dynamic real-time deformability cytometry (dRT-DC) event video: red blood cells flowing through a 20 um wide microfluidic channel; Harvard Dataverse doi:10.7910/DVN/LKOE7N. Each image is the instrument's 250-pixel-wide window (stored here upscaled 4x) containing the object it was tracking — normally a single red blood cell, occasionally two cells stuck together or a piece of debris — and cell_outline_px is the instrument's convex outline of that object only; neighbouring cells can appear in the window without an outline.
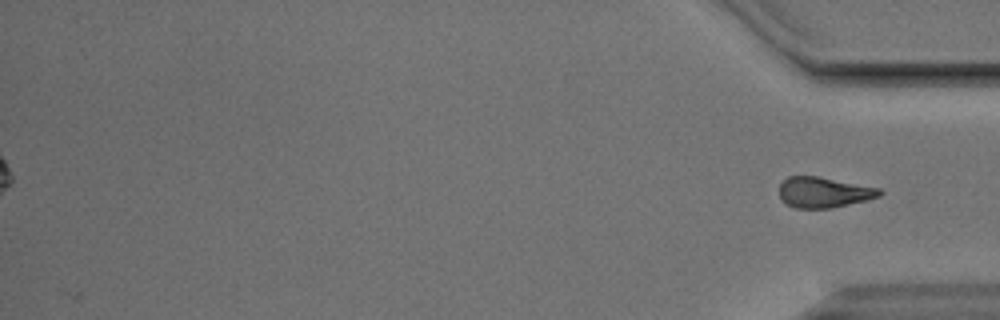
{"species": "Egyptian fruit bat (a non-hibernating species)", "species_latin": "Rousettus aegyptiacus", "temperature_condition": "cold", "stored_images_in_passage": 46, "segment_of_instrument_passage": [2, 2], "camera_frame_rate_fps": 3000, "um_per_image_px": 0.085, "animal": {"sex": "male"}, "frame": {"image": 1, "passage_image": 46, "time_ms": 15.0, "image_size_px": [1000, 320], "cell_outline_px": [[884, 192], [880, 196], [868, 200], [832, 208], [796, 208], [780, 200], [780, 184], [788, 176], [816, 176], [880, 188]], "centroid_in_image_um": [70.04, 16.35], "position_along_channel_um": 365.2, "area_um2": 17.86}}